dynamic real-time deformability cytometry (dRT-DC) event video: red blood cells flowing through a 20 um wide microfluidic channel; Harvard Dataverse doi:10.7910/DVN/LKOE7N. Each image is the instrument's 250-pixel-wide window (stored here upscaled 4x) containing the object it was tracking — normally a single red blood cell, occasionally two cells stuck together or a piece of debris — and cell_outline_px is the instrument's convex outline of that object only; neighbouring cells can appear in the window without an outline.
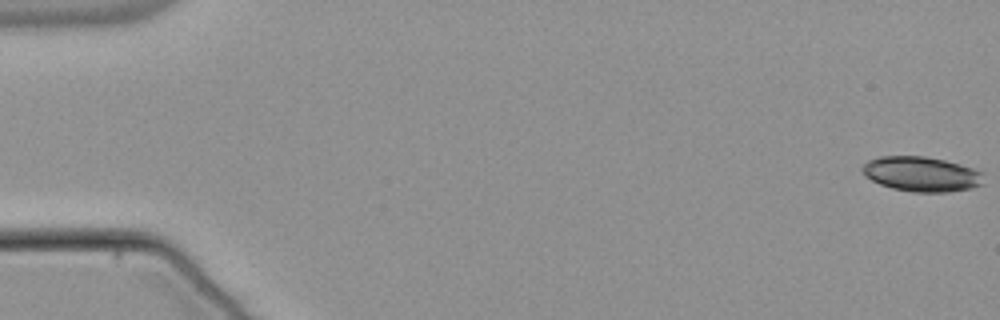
{"species": "common noctule bat (a hibernating species)", "species_latin": "Nyctalus noctula", "temperature_condition": "warm", "stored_images_in_passage": 56, "segment_of_instrument_passage": [1, 2], "camera_frame_rate_fps": 3000, "um_per_image_px": 0.085, "animal": {"sex": "male", "body_mass_g": 21.5, "forearm_length_mm": 52.0}, "frame": {"image": 1, "passage_image": 1, "time_ms": 0.0, "image_size_px": [1000, 320], "cell_outline_px": [[984, 172], [980, 184], [968, 188], [948, 192], [912, 192], [892, 188], [880, 184], [864, 176], [860, 168], [868, 160], [880, 156], [924, 156], [944, 160], [960, 164]], "centroid_in_image_um": [78.27, 14.79], "position_along_channel_um": 6.7, "area_um2": 24.57}}
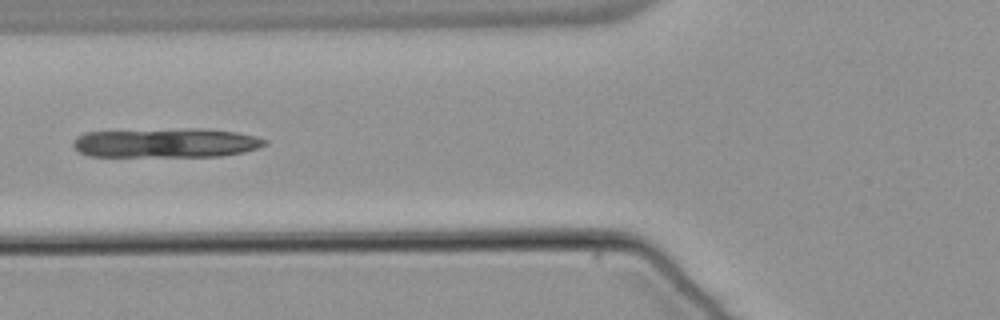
{"frame": {"image": 2, "passage_image": 22, "time_ms": 7.0, "image_size_px": [1000, 320], "cell_outline_px": [[268, 144], [260, 148], [244, 152], [220, 156], [88, 156], [80, 152], [72, 144], [76, 136], [84, 132], [184, 128], [200, 128], [236, 132], [256, 136], [268, 140]], "centroid_in_image_um": [14.15, 12.14], "position_along_channel_um": 111.6, "area_um2": 33.06}}
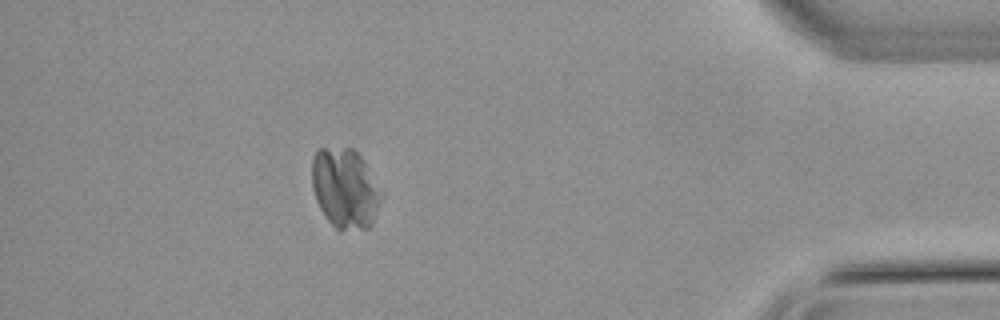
{"frame": {"image": 3, "passage_image": 49, "time_ms": 16.0, "image_size_px": [1000, 320], "cell_outline_px": [[384, 196], [372, 224], [368, 228], [340, 232], [328, 220], [320, 208], [316, 200], [312, 188], [312, 156], [320, 148], [352, 148], [360, 156], [384, 192]], "centroid_in_image_um": [29.35, 16.04], "position_along_channel_um": 405.8, "area_um2": 32.77}}